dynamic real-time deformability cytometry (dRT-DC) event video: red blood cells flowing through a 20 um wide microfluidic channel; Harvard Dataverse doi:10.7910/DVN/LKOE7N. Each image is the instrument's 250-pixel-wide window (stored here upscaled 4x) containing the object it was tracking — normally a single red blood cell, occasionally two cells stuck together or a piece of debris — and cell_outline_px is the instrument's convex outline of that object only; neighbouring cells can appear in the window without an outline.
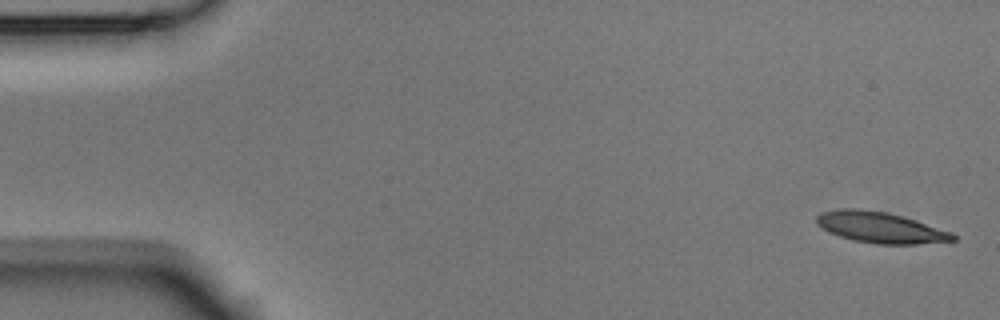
{"species": "Egyptian fruit bat (a non-hibernating species)", "species_latin": "Rousettus aegyptiacus", "temperature_condition": "room temperature", "stored_images_in_passage": 6, "segment_of_instrument_passage": [1, 2], "camera_frame_rate_fps": 3000, "um_per_image_px": 0.085, "animal": {"sex": "male"}, "frame": {"image": 1, "passage_image": 1, "time_ms": 0.0, "image_size_px": [1000, 320], "cell_outline_px": [[956, 240], [916, 244], [876, 244], [852, 240], [828, 232], [816, 224], [816, 216], [820, 212], [840, 208], [852, 208], [884, 212], [900, 216], [952, 232], [956, 236]], "centroid_in_image_um": [74.77, 19.34], "position_along_channel_um": 10.2, "area_um2": 24.33}}
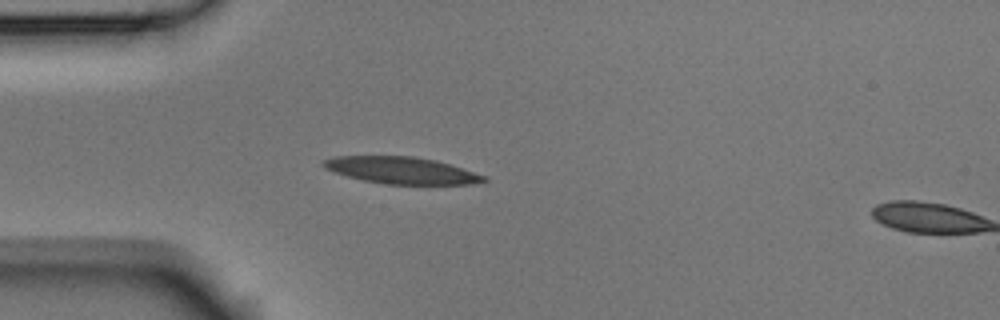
{"frame": {"image": 2, "passage_image": 5, "time_ms": 1.333, "image_size_px": [1000, 320], "cell_outline_px": [[488, 180], [472, 184], [388, 184], [364, 180], [332, 172], [324, 168], [320, 164], [324, 160], [332, 156], [412, 156], [436, 160], [488, 176]], "centroid_in_image_um": [34.11, 14.47], "position_along_channel_um": 50.9, "area_um2": 25.09}}